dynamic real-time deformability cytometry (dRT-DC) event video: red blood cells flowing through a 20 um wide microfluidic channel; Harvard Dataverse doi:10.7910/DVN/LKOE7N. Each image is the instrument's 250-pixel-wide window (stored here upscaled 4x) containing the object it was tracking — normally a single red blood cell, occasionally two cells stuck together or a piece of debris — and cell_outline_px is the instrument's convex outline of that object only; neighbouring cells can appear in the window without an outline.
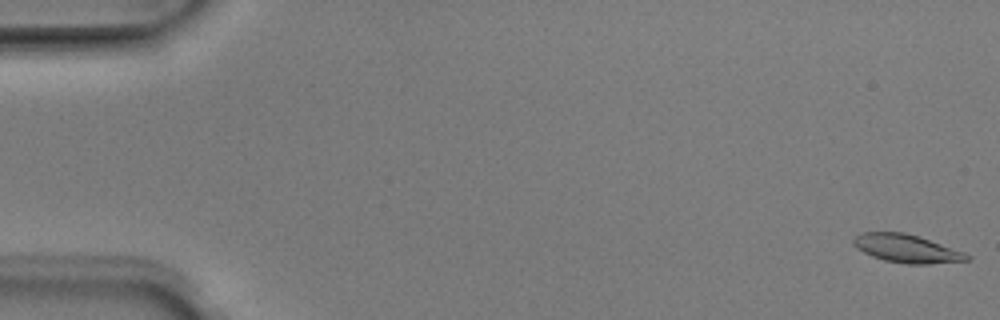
{"species": "Egyptian fruit bat (a non-hibernating species)", "species_latin": "Rousettus aegyptiacus", "temperature_condition": "room temperature", "stored_images_in_passage": 5, "camera_frame_rate_fps": 3000, "um_per_image_px": 0.085, "animal": {"sex": "male"}, "frame": {"image": 1, "passage_image": 1, "time_ms": 0.0, "image_size_px": [1000, 320], "cell_outline_px": [[972, 256], [968, 260], [928, 264], [908, 264], [884, 260], [872, 256], [856, 248], [852, 244], [852, 240], [856, 236], [864, 232], [904, 232], [920, 236], [964, 252]], "centroid_in_image_um": [77.06, 21.12], "position_along_channel_um": 7.9, "area_um2": 18.61}}
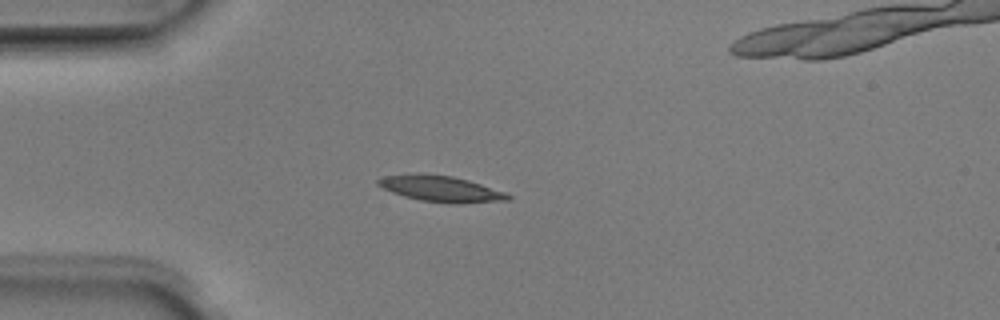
{"frame": {"image": 2, "passage_image": 5, "time_ms": 1.333, "image_size_px": [1000, 320], "cell_outline_px": [[512, 200], [460, 204], [448, 204], [420, 200], [404, 196], [392, 192], [376, 184], [376, 180], [384, 176], [424, 172], [452, 176], [468, 180], [504, 192], [512, 196]], "centroid_in_image_um": [37.47, 16.05], "position_along_channel_um": 47.5, "area_um2": 19.94}}